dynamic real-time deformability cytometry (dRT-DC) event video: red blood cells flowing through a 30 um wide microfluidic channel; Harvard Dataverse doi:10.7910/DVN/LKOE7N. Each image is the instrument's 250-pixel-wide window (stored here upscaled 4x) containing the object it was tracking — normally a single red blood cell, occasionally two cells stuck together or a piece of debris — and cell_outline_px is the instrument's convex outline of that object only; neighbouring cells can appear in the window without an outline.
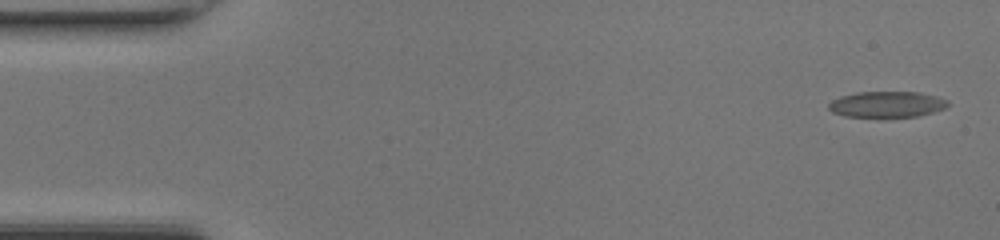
{"species": "common noctule bat (a hibernating species)", "species_latin": "Nyctalus noctula", "temperature_condition": "room temperature", "stored_images_in_passage": 48, "camera_frame_rate_fps": 3000, "um_per_image_px": 0.085, "animal": {"sex": "female", "body_mass_g": 17.0, "forearm_length_mm": 48.0}, "frame": {"image": 1, "passage_image": 2, "time_ms": 0.333, "image_size_px": [1000, 240], "cell_outline_px": [[948, 104], [944, 108], [932, 112], [916, 116], [844, 116], [832, 112], [828, 108], [828, 104], [832, 100], [840, 96], [856, 92], [920, 92], [936, 96], [948, 100]], "centroid_in_image_um": [75.35, 8.85], "position_along_channel_um": 9.6, "area_um2": 17.8}}
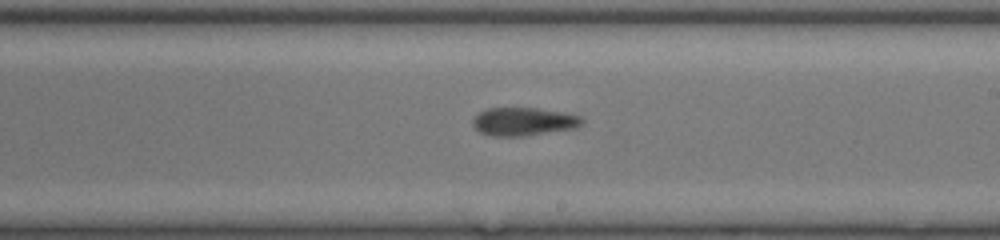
{"frame": {"image": 2, "passage_image": 28, "time_ms": 9.0, "image_size_px": [1000, 240], "cell_outline_px": [[584, 120], [576, 128], [524, 136], [492, 136], [480, 132], [472, 124], [472, 120], [480, 112], [488, 108], [536, 108], [564, 112], [580, 116]], "centroid_in_image_um": [44.51, 10.33], "position_along_channel_um": 244.5, "area_um2": 17.86}}
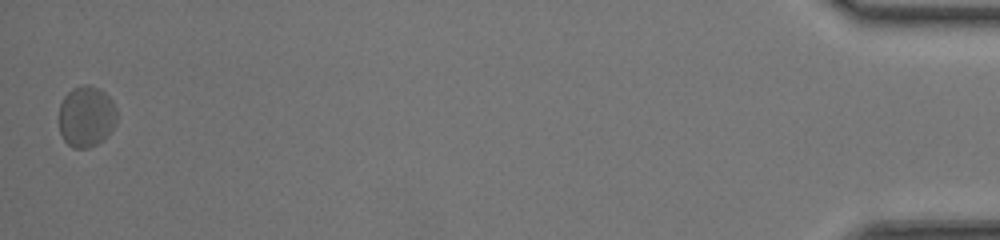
{"frame": {"image": 3, "passage_image": 48, "time_ms": 15.667, "image_size_px": [1000, 240], "cell_outline_px": [[116, 124], [96, 144], [88, 148], [72, 148], [64, 140], [60, 132], [60, 104], [64, 96], [72, 88], [84, 84], [88, 84], [104, 92], [112, 100], [116, 108]], "centroid_in_image_um": [7.32, 9.88], "position_along_channel_um": 427.9, "area_um2": 20.35}, "authors_computed_cell_mechanics": {"area_um2": 18.7272, "velocity_mm_per_s": 4.2791, "shape_relaxation_time_tau1_ms": 5.3718, "shape_relaxation_time_tau2_ms": 1.815, "deformation_change_tau1": 0.1127, "deformation_change_tau2": 0.0826}}